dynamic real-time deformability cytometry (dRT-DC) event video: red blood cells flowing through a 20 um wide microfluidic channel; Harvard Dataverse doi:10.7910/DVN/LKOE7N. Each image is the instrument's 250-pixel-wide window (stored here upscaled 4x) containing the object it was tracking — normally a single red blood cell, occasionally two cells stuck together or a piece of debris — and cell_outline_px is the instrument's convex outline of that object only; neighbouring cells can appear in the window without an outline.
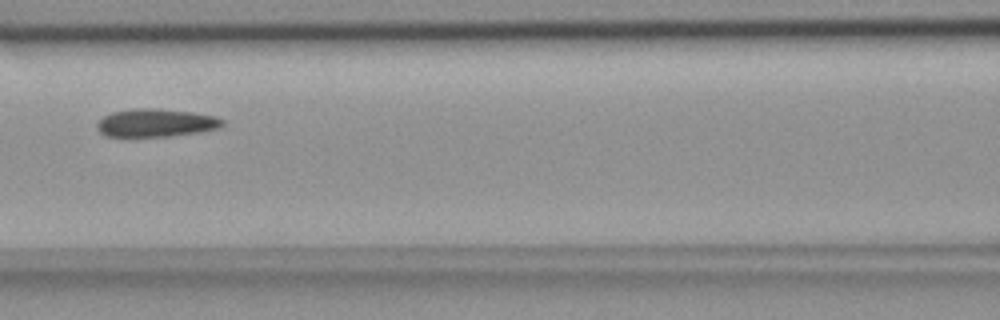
{"species": "common noctule bat (a hibernating species)", "species_latin": "Nyctalus noctula", "temperature_condition": "room temperature", "stored_images_in_passage": 40, "camera_frame_rate_fps": 3000, "um_per_image_px": 0.085, "animal": {"sex": "female", "body_mass_g": 18.4}, "frame": {"image": 1, "passage_image": 10, "time_ms": 3.0, "image_size_px": [1000, 320], "cell_outline_px": [[224, 124], [216, 128], [200, 132], [168, 136], [108, 136], [100, 132], [96, 128], [96, 124], [104, 116], [112, 112], [136, 108], [160, 108], [192, 112], [216, 116], [224, 120]], "centroid_in_image_um": [13.26, 10.43], "position_along_channel_um": 153.3, "area_um2": 20.4}}
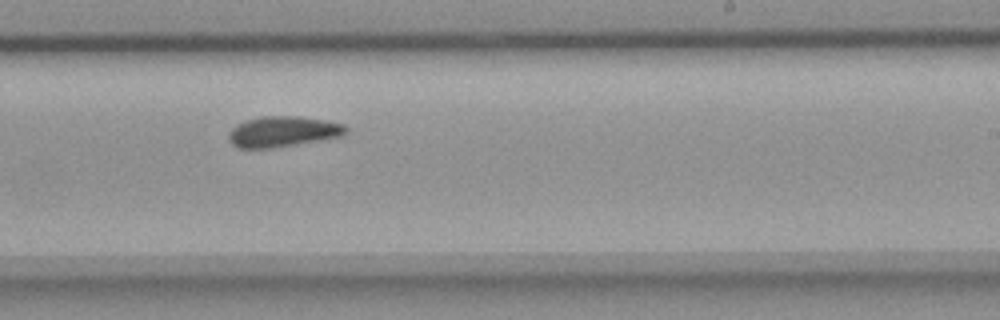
{"frame": {"image": 2, "passage_image": 19, "time_ms": 6.0, "image_size_px": [1000, 320], "cell_outline_px": [[348, 132], [340, 136], [320, 140], [272, 148], [236, 148], [228, 140], [228, 132], [236, 124], [248, 120], [264, 116], [296, 116], [324, 120], [344, 124], [348, 128]], "centroid_in_image_um": [24.02, 11.19], "position_along_channel_um": 265.0, "area_um2": 20.87}}
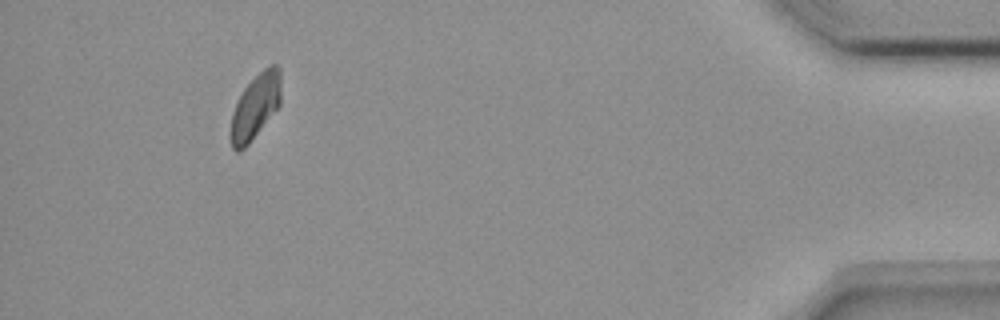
{"frame": {"image": 3, "passage_image": 36, "time_ms": 11.667, "image_size_px": [1000, 320], "cell_outline_px": [[280, 104], [248, 144], [240, 152], [236, 152], [232, 148], [232, 112], [244, 88], [268, 64], [276, 64], [280, 68]], "centroid_in_image_um": [21.73, 9.02], "position_along_channel_um": 413.5, "area_um2": 18.5}, "authors_computed_cell_mechanics": {"area_um2": 20.1144, "velocity_mm_per_s": 3.7372, "shape_relaxation_time_tau1_ms": 9.4, "shape_relaxation_time_tau2_ms": 6.091, "deformation_change_tau1": 0.1576, "deformation_change_tau2": 0.0666}}